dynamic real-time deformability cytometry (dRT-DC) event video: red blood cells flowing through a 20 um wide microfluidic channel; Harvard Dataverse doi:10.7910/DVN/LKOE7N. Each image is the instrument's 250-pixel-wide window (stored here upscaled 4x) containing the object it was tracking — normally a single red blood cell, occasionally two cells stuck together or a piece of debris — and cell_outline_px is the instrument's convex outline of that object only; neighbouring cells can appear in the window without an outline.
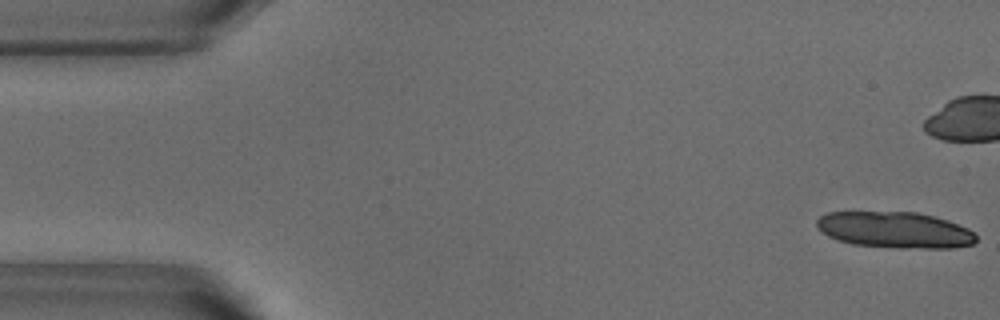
{"species": "common noctule bat (a hibernating species)", "species_latin": "Nyctalus noctula", "temperature_condition": "warm", "stored_images_in_passage": 22, "camera_frame_rate_fps": 3000, "um_per_image_px": 0.085, "animal": {"sex": "male", "body_mass_g": 18.8}, "frame": {"image": 1, "passage_image": 1, "time_ms": 0.0, "image_size_px": [1000, 320], "cell_outline_px": [[976, 240], [972, 244], [952, 248], [896, 248], [852, 244], [828, 236], [820, 232], [816, 224], [816, 220], [820, 216], [828, 212], [916, 212], [948, 220], [968, 228], [976, 236]], "centroid_in_image_um": [76.05, 19.54], "position_along_channel_um": 9.0, "area_um2": 33.64}}